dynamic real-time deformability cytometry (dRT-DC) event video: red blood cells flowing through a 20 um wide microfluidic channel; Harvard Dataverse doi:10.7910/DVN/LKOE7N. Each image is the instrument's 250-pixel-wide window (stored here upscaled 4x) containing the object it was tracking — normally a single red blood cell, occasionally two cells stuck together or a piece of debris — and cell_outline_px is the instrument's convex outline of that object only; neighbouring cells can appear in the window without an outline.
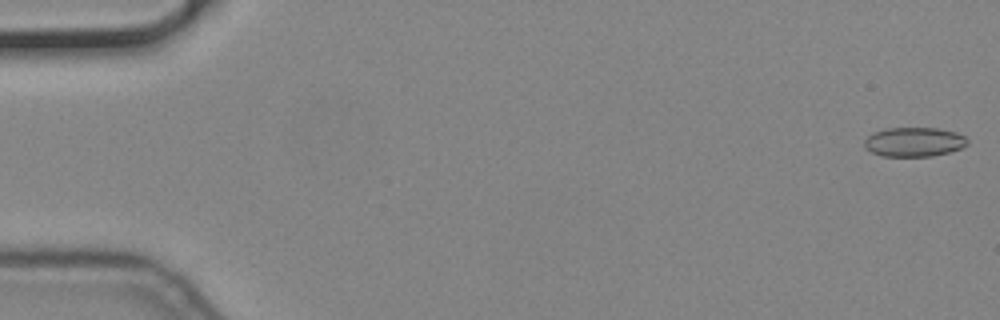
{"species": "common noctule bat (a hibernating species)", "species_latin": "Nyctalus noctula", "temperature_condition": "cold", "stored_images_in_passage": 56, "camera_frame_rate_fps": 3000, "um_per_image_px": 0.085, "animal": {"sex": "male", "body_mass_g": 19.2, "forearm_length_mm": 51.8}, "frame": {"image": 1, "passage_image": 1, "time_ms": 0.0, "image_size_px": [1000, 320], "cell_outline_px": [[968, 144], [960, 148], [948, 152], [932, 156], [880, 156], [864, 148], [864, 140], [868, 136], [876, 132], [888, 128], [936, 128], [956, 132], [964, 136], [968, 140]], "centroid_in_image_um": [77.69, 12.07], "position_along_channel_um": 7.3, "area_um2": 17.51}}
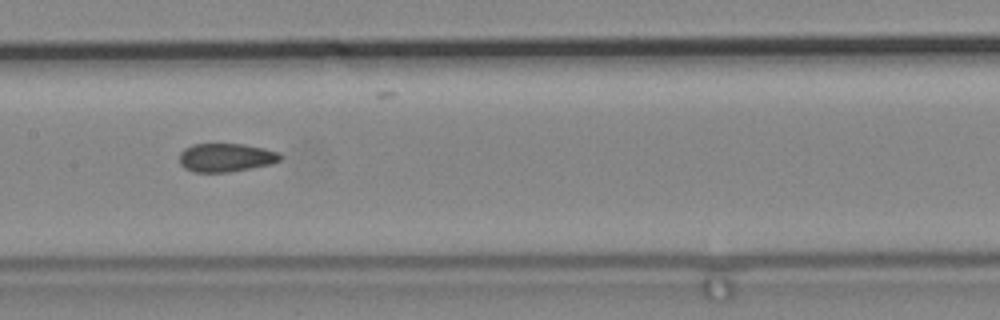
{"frame": {"image": 2, "passage_image": 28, "time_ms": 9.0, "image_size_px": [1000, 320], "cell_outline_px": [[284, 156], [280, 160], [272, 164], [228, 172], [196, 172], [184, 168], [180, 164], [180, 152], [184, 148], [192, 144], [244, 144], [264, 148], [280, 152]], "centroid_in_image_um": [19.23, 13.38], "position_along_channel_um": 188.2, "area_um2": 16.88}}
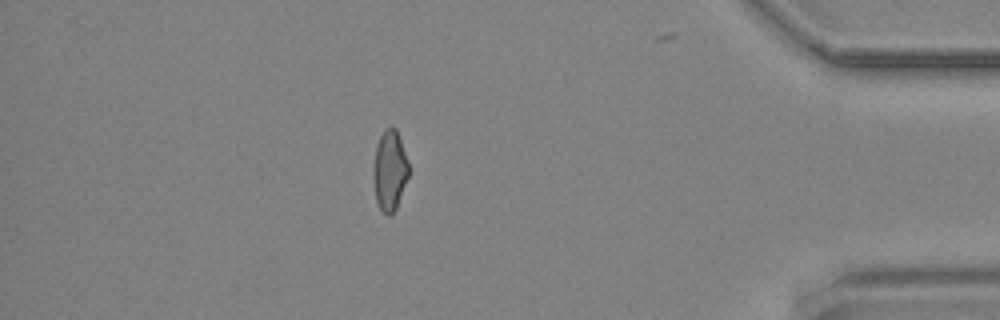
{"frame": {"image": 3, "passage_image": 49, "time_ms": 16.0, "image_size_px": [1000, 320], "cell_outline_px": [[408, 176], [396, 208], [392, 216], [388, 216], [380, 208], [376, 200], [372, 176], [372, 172], [376, 144], [384, 128], [396, 128], [408, 164]], "centroid_in_image_um": [33.09, 14.51], "position_along_channel_um": 402.1, "area_um2": 16.42}}